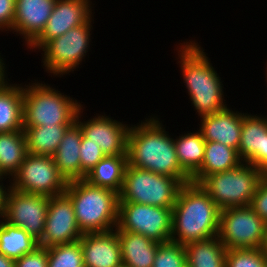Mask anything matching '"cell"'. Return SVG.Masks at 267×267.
Wrapping results in <instances>:
<instances>
[{"instance_id":"d590c367","label":"cell","mask_w":267,"mask_h":267,"mask_svg":"<svg viewBox=\"0 0 267 267\" xmlns=\"http://www.w3.org/2000/svg\"><path fill=\"white\" fill-rule=\"evenodd\" d=\"M15 16V0H0V31L11 32Z\"/></svg>"},{"instance_id":"7c38bea8","label":"cell","mask_w":267,"mask_h":267,"mask_svg":"<svg viewBox=\"0 0 267 267\" xmlns=\"http://www.w3.org/2000/svg\"><path fill=\"white\" fill-rule=\"evenodd\" d=\"M49 197L15 190L9 186L2 219L24 229L38 242L43 237Z\"/></svg>"},{"instance_id":"7a4b0ae2","label":"cell","mask_w":267,"mask_h":267,"mask_svg":"<svg viewBox=\"0 0 267 267\" xmlns=\"http://www.w3.org/2000/svg\"><path fill=\"white\" fill-rule=\"evenodd\" d=\"M176 46L183 82L198 117L226 109L223 81L208 54L196 40H186Z\"/></svg>"},{"instance_id":"e0dca14e","label":"cell","mask_w":267,"mask_h":267,"mask_svg":"<svg viewBox=\"0 0 267 267\" xmlns=\"http://www.w3.org/2000/svg\"><path fill=\"white\" fill-rule=\"evenodd\" d=\"M80 244L84 267H123L116 229L83 234Z\"/></svg>"},{"instance_id":"2e32d148","label":"cell","mask_w":267,"mask_h":267,"mask_svg":"<svg viewBox=\"0 0 267 267\" xmlns=\"http://www.w3.org/2000/svg\"><path fill=\"white\" fill-rule=\"evenodd\" d=\"M57 0H15L12 33L27 47L42 33Z\"/></svg>"},{"instance_id":"f35d334b","label":"cell","mask_w":267,"mask_h":267,"mask_svg":"<svg viewBox=\"0 0 267 267\" xmlns=\"http://www.w3.org/2000/svg\"><path fill=\"white\" fill-rule=\"evenodd\" d=\"M6 64L4 61V58L1 57V53H0V83L5 82L7 79L10 82L7 72H6Z\"/></svg>"},{"instance_id":"ab89813d","label":"cell","mask_w":267,"mask_h":267,"mask_svg":"<svg viewBox=\"0 0 267 267\" xmlns=\"http://www.w3.org/2000/svg\"><path fill=\"white\" fill-rule=\"evenodd\" d=\"M0 267H15V260L0 253Z\"/></svg>"},{"instance_id":"d6a6232c","label":"cell","mask_w":267,"mask_h":267,"mask_svg":"<svg viewBox=\"0 0 267 267\" xmlns=\"http://www.w3.org/2000/svg\"><path fill=\"white\" fill-rule=\"evenodd\" d=\"M105 154L102 152L98 144L89 142V139L82 136L80 145V162L81 170L86 175Z\"/></svg>"},{"instance_id":"ac0fdd59","label":"cell","mask_w":267,"mask_h":267,"mask_svg":"<svg viewBox=\"0 0 267 267\" xmlns=\"http://www.w3.org/2000/svg\"><path fill=\"white\" fill-rule=\"evenodd\" d=\"M245 114L227 107L219 112L199 117L201 118L199 131L205 141L218 142L238 151Z\"/></svg>"},{"instance_id":"5bb4252c","label":"cell","mask_w":267,"mask_h":267,"mask_svg":"<svg viewBox=\"0 0 267 267\" xmlns=\"http://www.w3.org/2000/svg\"><path fill=\"white\" fill-rule=\"evenodd\" d=\"M82 235L71 199L65 193L49 198L46 223L39 246L48 248L72 243L79 241Z\"/></svg>"},{"instance_id":"9a60e30c","label":"cell","mask_w":267,"mask_h":267,"mask_svg":"<svg viewBox=\"0 0 267 267\" xmlns=\"http://www.w3.org/2000/svg\"><path fill=\"white\" fill-rule=\"evenodd\" d=\"M92 8L91 0H57L44 30L27 49L40 51L49 40L87 22L94 15Z\"/></svg>"},{"instance_id":"6da1fadb","label":"cell","mask_w":267,"mask_h":267,"mask_svg":"<svg viewBox=\"0 0 267 267\" xmlns=\"http://www.w3.org/2000/svg\"><path fill=\"white\" fill-rule=\"evenodd\" d=\"M145 119L130 128L128 164L176 178L183 185L190 183L191 177L179 164L172 135H169L157 116Z\"/></svg>"},{"instance_id":"7402d4cb","label":"cell","mask_w":267,"mask_h":267,"mask_svg":"<svg viewBox=\"0 0 267 267\" xmlns=\"http://www.w3.org/2000/svg\"><path fill=\"white\" fill-rule=\"evenodd\" d=\"M242 162L236 149L218 142L206 141L201 168L191 177V182L199 184L205 177L232 170Z\"/></svg>"},{"instance_id":"9c48e42d","label":"cell","mask_w":267,"mask_h":267,"mask_svg":"<svg viewBox=\"0 0 267 267\" xmlns=\"http://www.w3.org/2000/svg\"><path fill=\"white\" fill-rule=\"evenodd\" d=\"M267 223L250 205L220 212L218 237L227 250L261 248Z\"/></svg>"},{"instance_id":"52a82bcc","label":"cell","mask_w":267,"mask_h":267,"mask_svg":"<svg viewBox=\"0 0 267 267\" xmlns=\"http://www.w3.org/2000/svg\"><path fill=\"white\" fill-rule=\"evenodd\" d=\"M182 186L176 178L127 164L119 202L173 208Z\"/></svg>"},{"instance_id":"8fae6325","label":"cell","mask_w":267,"mask_h":267,"mask_svg":"<svg viewBox=\"0 0 267 267\" xmlns=\"http://www.w3.org/2000/svg\"><path fill=\"white\" fill-rule=\"evenodd\" d=\"M116 230L142 234L155 242L167 243L172 234V208L134 202H119Z\"/></svg>"},{"instance_id":"d6986e66","label":"cell","mask_w":267,"mask_h":267,"mask_svg":"<svg viewBox=\"0 0 267 267\" xmlns=\"http://www.w3.org/2000/svg\"><path fill=\"white\" fill-rule=\"evenodd\" d=\"M81 141L82 131L80 126L74 122L66 130L58 149L53 155V159L59 173L67 182L84 179L86 176L81 170Z\"/></svg>"},{"instance_id":"ba28073f","label":"cell","mask_w":267,"mask_h":267,"mask_svg":"<svg viewBox=\"0 0 267 267\" xmlns=\"http://www.w3.org/2000/svg\"><path fill=\"white\" fill-rule=\"evenodd\" d=\"M93 16L82 25L71 28L60 37L49 40L40 50L43 68L49 76L63 77L73 73L85 61L90 49ZM91 31V32H90Z\"/></svg>"},{"instance_id":"b9f144b4","label":"cell","mask_w":267,"mask_h":267,"mask_svg":"<svg viewBox=\"0 0 267 267\" xmlns=\"http://www.w3.org/2000/svg\"><path fill=\"white\" fill-rule=\"evenodd\" d=\"M265 74H266V83H267V67H266V73H265ZM266 87H267V86H266Z\"/></svg>"},{"instance_id":"8992f818","label":"cell","mask_w":267,"mask_h":267,"mask_svg":"<svg viewBox=\"0 0 267 267\" xmlns=\"http://www.w3.org/2000/svg\"><path fill=\"white\" fill-rule=\"evenodd\" d=\"M262 178L256 166L242 162L232 170L205 177L199 185L222 210L250 205Z\"/></svg>"},{"instance_id":"4dcf8cb0","label":"cell","mask_w":267,"mask_h":267,"mask_svg":"<svg viewBox=\"0 0 267 267\" xmlns=\"http://www.w3.org/2000/svg\"><path fill=\"white\" fill-rule=\"evenodd\" d=\"M184 245L169 241L161 243L156 252L153 267H186Z\"/></svg>"},{"instance_id":"603a6c76","label":"cell","mask_w":267,"mask_h":267,"mask_svg":"<svg viewBox=\"0 0 267 267\" xmlns=\"http://www.w3.org/2000/svg\"><path fill=\"white\" fill-rule=\"evenodd\" d=\"M23 83H0V133L23 130Z\"/></svg>"},{"instance_id":"e575fe53","label":"cell","mask_w":267,"mask_h":267,"mask_svg":"<svg viewBox=\"0 0 267 267\" xmlns=\"http://www.w3.org/2000/svg\"><path fill=\"white\" fill-rule=\"evenodd\" d=\"M250 206L267 223V176L259 182Z\"/></svg>"},{"instance_id":"4fadbf2b","label":"cell","mask_w":267,"mask_h":267,"mask_svg":"<svg viewBox=\"0 0 267 267\" xmlns=\"http://www.w3.org/2000/svg\"><path fill=\"white\" fill-rule=\"evenodd\" d=\"M84 108L79 109L75 121L80 126L82 136L98 144L105 156L128 155V136L132 125L112 119L105 113H96L94 118L84 121L81 119Z\"/></svg>"},{"instance_id":"74e56055","label":"cell","mask_w":267,"mask_h":267,"mask_svg":"<svg viewBox=\"0 0 267 267\" xmlns=\"http://www.w3.org/2000/svg\"><path fill=\"white\" fill-rule=\"evenodd\" d=\"M7 179L6 177L0 176V219L3 217L4 214V205H5V196H6V192L9 188V185L7 184V186H4L3 181Z\"/></svg>"},{"instance_id":"1f68e13d","label":"cell","mask_w":267,"mask_h":267,"mask_svg":"<svg viewBox=\"0 0 267 267\" xmlns=\"http://www.w3.org/2000/svg\"><path fill=\"white\" fill-rule=\"evenodd\" d=\"M266 263L261 248L230 249L226 252L225 267H266Z\"/></svg>"},{"instance_id":"5b68a950","label":"cell","mask_w":267,"mask_h":267,"mask_svg":"<svg viewBox=\"0 0 267 267\" xmlns=\"http://www.w3.org/2000/svg\"><path fill=\"white\" fill-rule=\"evenodd\" d=\"M82 106L44 81L23 84V126L72 125Z\"/></svg>"},{"instance_id":"f1b7e54d","label":"cell","mask_w":267,"mask_h":267,"mask_svg":"<svg viewBox=\"0 0 267 267\" xmlns=\"http://www.w3.org/2000/svg\"><path fill=\"white\" fill-rule=\"evenodd\" d=\"M38 241L20 227L0 219V253L13 260L32 252Z\"/></svg>"},{"instance_id":"ffe728a7","label":"cell","mask_w":267,"mask_h":267,"mask_svg":"<svg viewBox=\"0 0 267 267\" xmlns=\"http://www.w3.org/2000/svg\"><path fill=\"white\" fill-rule=\"evenodd\" d=\"M120 243L123 267H153L158 246L142 234L116 230Z\"/></svg>"},{"instance_id":"60d3db41","label":"cell","mask_w":267,"mask_h":267,"mask_svg":"<svg viewBox=\"0 0 267 267\" xmlns=\"http://www.w3.org/2000/svg\"><path fill=\"white\" fill-rule=\"evenodd\" d=\"M261 250L263 252V255L267 261V227H266V231H265V236H264V240H263V244L261 246Z\"/></svg>"},{"instance_id":"8d00e7d4","label":"cell","mask_w":267,"mask_h":267,"mask_svg":"<svg viewBox=\"0 0 267 267\" xmlns=\"http://www.w3.org/2000/svg\"><path fill=\"white\" fill-rule=\"evenodd\" d=\"M258 169L263 176H267V133L264 134L263 151H260V167Z\"/></svg>"},{"instance_id":"277c9868","label":"cell","mask_w":267,"mask_h":267,"mask_svg":"<svg viewBox=\"0 0 267 267\" xmlns=\"http://www.w3.org/2000/svg\"><path fill=\"white\" fill-rule=\"evenodd\" d=\"M72 201L82 234L114 230L118 224L119 195L84 179L70 181L64 192Z\"/></svg>"},{"instance_id":"44dd1931","label":"cell","mask_w":267,"mask_h":267,"mask_svg":"<svg viewBox=\"0 0 267 267\" xmlns=\"http://www.w3.org/2000/svg\"><path fill=\"white\" fill-rule=\"evenodd\" d=\"M265 116V117H264ZM267 133V115L246 113L243 117L238 155L243 162L260 167L264 134Z\"/></svg>"},{"instance_id":"cb8c5ba5","label":"cell","mask_w":267,"mask_h":267,"mask_svg":"<svg viewBox=\"0 0 267 267\" xmlns=\"http://www.w3.org/2000/svg\"><path fill=\"white\" fill-rule=\"evenodd\" d=\"M127 164L128 155L105 156L86 174L84 180L119 194Z\"/></svg>"},{"instance_id":"836d02e7","label":"cell","mask_w":267,"mask_h":267,"mask_svg":"<svg viewBox=\"0 0 267 267\" xmlns=\"http://www.w3.org/2000/svg\"><path fill=\"white\" fill-rule=\"evenodd\" d=\"M15 267H48V249L38 246L15 260Z\"/></svg>"},{"instance_id":"30bf717a","label":"cell","mask_w":267,"mask_h":267,"mask_svg":"<svg viewBox=\"0 0 267 267\" xmlns=\"http://www.w3.org/2000/svg\"><path fill=\"white\" fill-rule=\"evenodd\" d=\"M9 182L15 190L49 198L63 194L68 184L59 173L53 156L29 153Z\"/></svg>"},{"instance_id":"484cf974","label":"cell","mask_w":267,"mask_h":267,"mask_svg":"<svg viewBox=\"0 0 267 267\" xmlns=\"http://www.w3.org/2000/svg\"><path fill=\"white\" fill-rule=\"evenodd\" d=\"M187 267H225L227 249L218 236L184 245Z\"/></svg>"},{"instance_id":"3957f363","label":"cell","mask_w":267,"mask_h":267,"mask_svg":"<svg viewBox=\"0 0 267 267\" xmlns=\"http://www.w3.org/2000/svg\"><path fill=\"white\" fill-rule=\"evenodd\" d=\"M220 212L199 184H184L172 208L171 241L186 245L218 236Z\"/></svg>"},{"instance_id":"4316f807","label":"cell","mask_w":267,"mask_h":267,"mask_svg":"<svg viewBox=\"0 0 267 267\" xmlns=\"http://www.w3.org/2000/svg\"><path fill=\"white\" fill-rule=\"evenodd\" d=\"M71 125L23 126L27 151L33 155L53 156Z\"/></svg>"},{"instance_id":"f546056e","label":"cell","mask_w":267,"mask_h":267,"mask_svg":"<svg viewBox=\"0 0 267 267\" xmlns=\"http://www.w3.org/2000/svg\"><path fill=\"white\" fill-rule=\"evenodd\" d=\"M48 267H84L80 240L48 247Z\"/></svg>"},{"instance_id":"d4e9b609","label":"cell","mask_w":267,"mask_h":267,"mask_svg":"<svg viewBox=\"0 0 267 267\" xmlns=\"http://www.w3.org/2000/svg\"><path fill=\"white\" fill-rule=\"evenodd\" d=\"M27 151L24 129L0 133V176L10 180L23 163Z\"/></svg>"},{"instance_id":"83f0119b","label":"cell","mask_w":267,"mask_h":267,"mask_svg":"<svg viewBox=\"0 0 267 267\" xmlns=\"http://www.w3.org/2000/svg\"><path fill=\"white\" fill-rule=\"evenodd\" d=\"M188 132L176 137L174 144L181 168L192 177L201 168L206 141L199 130Z\"/></svg>"}]
</instances>
